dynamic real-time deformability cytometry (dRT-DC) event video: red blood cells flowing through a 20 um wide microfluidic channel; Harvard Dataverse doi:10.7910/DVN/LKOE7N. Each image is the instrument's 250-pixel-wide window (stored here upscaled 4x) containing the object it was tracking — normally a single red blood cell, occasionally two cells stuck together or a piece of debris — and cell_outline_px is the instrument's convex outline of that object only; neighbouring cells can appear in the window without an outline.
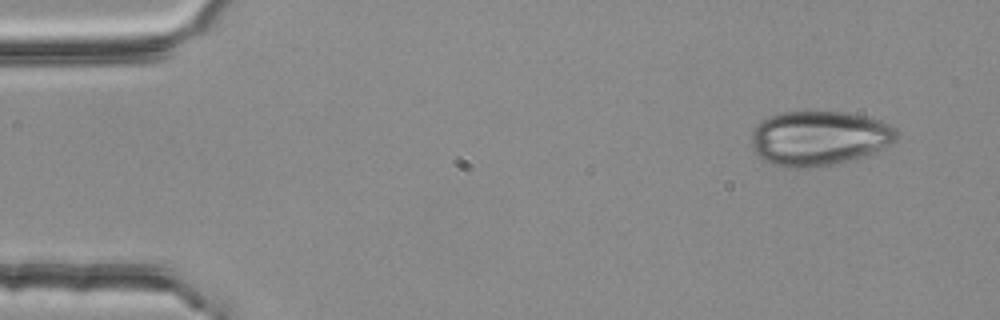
{"species": "common noctule bat (a hibernating species)", "species_latin": "Nyctalus noctula", "temperature_condition": "room temperature", "stored_images_in_passage": 3, "camera_frame_rate_fps": 3000, "um_per_image_px": 0.085, "animal": {"sex": "female", "body_mass_g": 25.1}, "frame": {"image": 1, "passage_image": 1, "time_ms": 0.0, "image_size_px": [1000, 320], "cell_outline_px": [[896, 140], [876, 152], [848, 160], [832, 164], [796, 168], [788, 168], [764, 160], [756, 156], [752, 148], [752, 132], [764, 120], [772, 116], [784, 112], [844, 112], [868, 116], [892, 124], [896, 128]], "centroid_in_image_um": [69.65, 11.74], "position_along_channel_um": 15.4, "area_um2": 45.84}}